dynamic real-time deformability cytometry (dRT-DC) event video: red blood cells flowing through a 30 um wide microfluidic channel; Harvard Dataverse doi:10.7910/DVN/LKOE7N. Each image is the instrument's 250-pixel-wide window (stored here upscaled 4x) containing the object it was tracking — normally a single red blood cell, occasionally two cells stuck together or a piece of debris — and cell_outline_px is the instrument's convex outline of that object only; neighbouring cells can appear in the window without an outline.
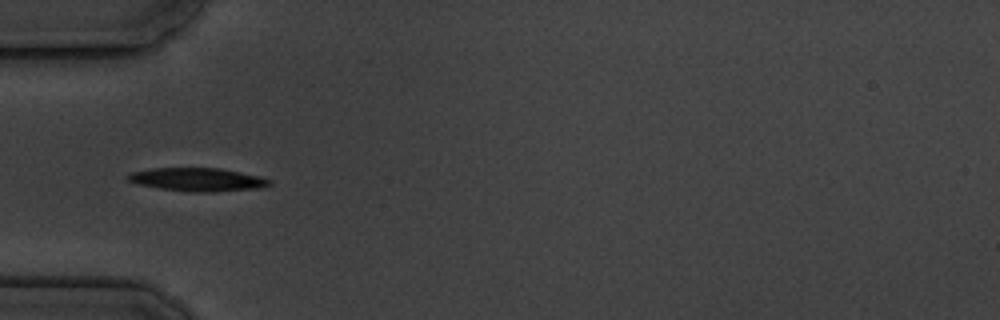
{"species": "common noctule bat (a hibernating species)", "species_latin": "Nyctalus noctula", "temperature_condition": "cold", "stored_images_in_passage": 6, "camera_frame_rate_fps": 3000, "um_per_image_px": 0.085, "animal": {"sex": "male", "body_mass_g": 19.5, "forearm_length_mm": 54.6}, "frame": {"image": 1, "passage_image": 4, "time_ms": 4.333, "image_size_px": [1000, 320], "cell_outline_px": [[272, 184], [264, 188], [216, 192], [188, 192], [160, 188], [136, 184], [128, 180], [124, 176], [128, 172], [152, 168], [220, 168], [260, 176], [272, 180]], "centroid_in_image_um": [16.79, 15.27], "position_along_channel_um": 68.2, "area_um2": 19.65}}